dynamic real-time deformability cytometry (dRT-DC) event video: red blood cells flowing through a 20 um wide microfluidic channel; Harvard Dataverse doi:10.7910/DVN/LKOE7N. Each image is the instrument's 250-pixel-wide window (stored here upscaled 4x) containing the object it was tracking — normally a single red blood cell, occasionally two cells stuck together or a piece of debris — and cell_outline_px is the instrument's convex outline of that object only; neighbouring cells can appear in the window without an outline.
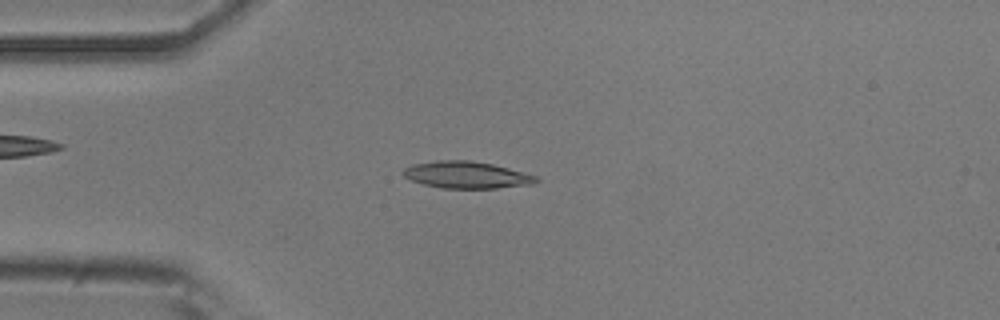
{"species": "common noctule bat (a hibernating species)", "species_latin": "Nyctalus noctula", "temperature_condition": "room temperature", "stored_images_in_passage": 38, "camera_frame_rate_fps": 3000, "um_per_image_px": 0.085, "animal": {"sex": "male", "body_mass_g": 20.5, "forearm_length_mm": 52.5}, "frame": {"image": 1, "passage_image": 12, "time_ms": 3.667, "image_size_px": [1000, 320], "cell_outline_px": [[540, 180], [532, 184], [496, 188], [440, 188], [424, 184], [412, 180], [404, 176], [400, 172], [404, 168], [412, 164], [436, 160], [472, 160], [492, 164], [508, 168], [536, 176]], "centroid_in_image_um": [39.62, 14.86], "position_along_channel_um": 45.4, "area_um2": 20.81}}
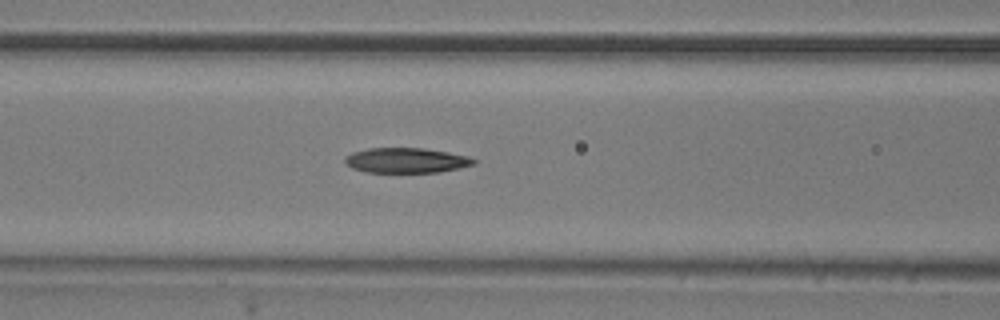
{"frame": {"image": 2, "passage_image": 20, "time_ms": 6.333, "image_size_px": [1000, 320], "cell_outline_px": [[476, 164], [436, 172], [368, 172], [352, 168], [344, 164], [344, 160], [352, 152], [368, 148], [424, 148], [448, 152], [468, 156], [476, 160]], "centroid_in_image_um": [34.51, 13.62], "position_along_channel_um": 132.1, "area_um2": 18.67}}
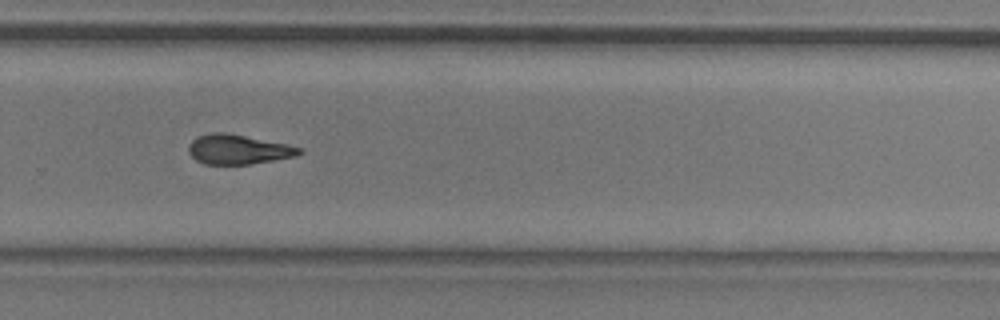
{"frame": {"image": 3, "passage_image": 34, "time_ms": 11.0, "image_size_px": [1000, 320], "cell_outline_px": [[304, 152], [296, 156], [248, 164], [204, 164], [196, 160], [188, 152], [188, 144], [196, 136], [212, 132], [224, 132], [288, 144], [304, 148]], "centroid_in_image_um": [20.24, 12.69], "position_along_channel_um": 309.6, "area_um2": 19.19}}